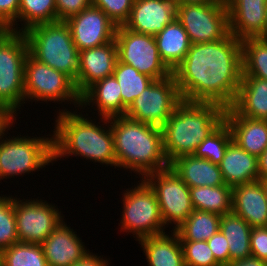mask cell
Segmentation results:
<instances>
[{
    "label": "cell",
    "mask_w": 267,
    "mask_h": 266,
    "mask_svg": "<svg viewBox=\"0 0 267 266\" xmlns=\"http://www.w3.org/2000/svg\"><path fill=\"white\" fill-rule=\"evenodd\" d=\"M172 74L182 100L231 107L242 79L241 40L229 33L219 41L191 44Z\"/></svg>",
    "instance_id": "6da1fadb"
},
{
    "label": "cell",
    "mask_w": 267,
    "mask_h": 266,
    "mask_svg": "<svg viewBox=\"0 0 267 266\" xmlns=\"http://www.w3.org/2000/svg\"><path fill=\"white\" fill-rule=\"evenodd\" d=\"M64 108L63 105L61 111H56L58 115L55 117V127L52 130L53 161L80 156L86 161L117 168L110 118L100 117L101 121L97 122L96 119L91 120L90 116L87 117V113L85 117L77 109L69 111Z\"/></svg>",
    "instance_id": "7a4b0ae2"
},
{
    "label": "cell",
    "mask_w": 267,
    "mask_h": 266,
    "mask_svg": "<svg viewBox=\"0 0 267 266\" xmlns=\"http://www.w3.org/2000/svg\"><path fill=\"white\" fill-rule=\"evenodd\" d=\"M117 167L138 174L139 178L165 170L169 162L163 148L161 127L126 116L110 118ZM129 169V170H128Z\"/></svg>",
    "instance_id": "3957f363"
},
{
    "label": "cell",
    "mask_w": 267,
    "mask_h": 266,
    "mask_svg": "<svg viewBox=\"0 0 267 266\" xmlns=\"http://www.w3.org/2000/svg\"><path fill=\"white\" fill-rule=\"evenodd\" d=\"M225 111L217 103L182 100L161 127L169 164L181 156L193 155L197 146L224 121Z\"/></svg>",
    "instance_id": "277c9868"
},
{
    "label": "cell",
    "mask_w": 267,
    "mask_h": 266,
    "mask_svg": "<svg viewBox=\"0 0 267 266\" xmlns=\"http://www.w3.org/2000/svg\"><path fill=\"white\" fill-rule=\"evenodd\" d=\"M23 33L29 54L34 59L76 80L80 71V54L65 21L38 24Z\"/></svg>",
    "instance_id": "5b68a950"
},
{
    "label": "cell",
    "mask_w": 267,
    "mask_h": 266,
    "mask_svg": "<svg viewBox=\"0 0 267 266\" xmlns=\"http://www.w3.org/2000/svg\"><path fill=\"white\" fill-rule=\"evenodd\" d=\"M0 139V181L40 171L53 161V134L45 136H9ZM6 135V136H5ZM8 136V137H7ZM11 136V137H10ZM5 137V138H4Z\"/></svg>",
    "instance_id": "8992f818"
},
{
    "label": "cell",
    "mask_w": 267,
    "mask_h": 266,
    "mask_svg": "<svg viewBox=\"0 0 267 266\" xmlns=\"http://www.w3.org/2000/svg\"><path fill=\"white\" fill-rule=\"evenodd\" d=\"M28 54L24 33L6 30L0 36V106L15 117L25 104L24 68Z\"/></svg>",
    "instance_id": "52a82bcc"
},
{
    "label": "cell",
    "mask_w": 267,
    "mask_h": 266,
    "mask_svg": "<svg viewBox=\"0 0 267 266\" xmlns=\"http://www.w3.org/2000/svg\"><path fill=\"white\" fill-rule=\"evenodd\" d=\"M131 188L123 190L122 218L118 224L120 231L127 235L132 233L137 242L142 238L164 233L166 227L153 189L143 178Z\"/></svg>",
    "instance_id": "ba28073f"
},
{
    "label": "cell",
    "mask_w": 267,
    "mask_h": 266,
    "mask_svg": "<svg viewBox=\"0 0 267 266\" xmlns=\"http://www.w3.org/2000/svg\"><path fill=\"white\" fill-rule=\"evenodd\" d=\"M25 102L50 101L62 104L70 102L80 109L81 94L77 91L74 80L67 74L27 55L24 68ZM66 101V102H65ZM60 102V103H59ZM76 105V106H75Z\"/></svg>",
    "instance_id": "9c48e42d"
},
{
    "label": "cell",
    "mask_w": 267,
    "mask_h": 266,
    "mask_svg": "<svg viewBox=\"0 0 267 266\" xmlns=\"http://www.w3.org/2000/svg\"><path fill=\"white\" fill-rule=\"evenodd\" d=\"M143 179L155 192L165 227L172 225L175 231L194 211L189 186L170 167Z\"/></svg>",
    "instance_id": "30bf717a"
},
{
    "label": "cell",
    "mask_w": 267,
    "mask_h": 266,
    "mask_svg": "<svg viewBox=\"0 0 267 266\" xmlns=\"http://www.w3.org/2000/svg\"><path fill=\"white\" fill-rule=\"evenodd\" d=\"M115 43L118 61L131 65L154 80L172 75L159 56L154 36L134 32L122 25L117 27Z\"/></svg>",
    "instance_id": "8fae6325"
},
{
    "label": "cell",
    "mask_w": 267,
    "mask_h": 266,
    "mask_svg": "<svg viewBox=\"0 0 267 266\" xmlns=\"http://www.w3.org/2000/svg\"><path fill=\"white\" fill-rule=\"evenodd\" d=\"M177 20L187 32L191 44L219 41L230 33L225 0L181 4Z\"/></svg>",
    "instance_id": "7c38bea8"
},
{
    "label": "cell",
    "mask_w": 267,
    "mask_h": 266,
    "mask_svg": "<svg viewBox=\"0 0 267 266\" xmlns=\"http://www.w3.org/2000/svg\"><path fill=\"white\" fill-rule=\"evenodd\" d=\"M182 101L174 75L155 80L134 100L125 116L162 127Z\"/></svg>",
    "instance_id": "4fadbf2b"
},
{
    "label": "cell",
    "mask_w": 267,
    "mask_h": 266,
    "mask_svg": "<svg viewBox=\"0 0 267 266\" xmlns=\"http://www.w3.org/2000/svg\"><path fill=\"white\" fill-rule=\"evenodd\" d=\"M14 214L20 243L42 244L64 220L61 210L42 199L14 198Z\"/></svg>",
    "instance_id": "5bb4252c"
},
{
    "label": "cell",
    "mask_w": 267,
    "mask_h": 266,
    "mask_svg": "<svg viewBox=\"0 0 267 266\" xmlns=\"http://www.w3.org/2000/svg\"><path fill=\"white\" fill-rule=\"evenodd\" d=\"M65 22L78 51L113 41L118 27L103 10L92 5Z\"/></svg>",
    "instance_id": "9a60e30c"
},
{
    "label": "cell",
    "mask_w": 267,
    "mask_h": 266,
    "mask_svg": "<svg viewBox=\"0 0 267 266\" xmlns=\"http://www.w3.org/2000/svg\"><path fill=\"white\" fill-rule=\"evenodd\" d=\"M179 0H134L124 26L137 33L155 36L178 18Z\"/></svg>",
    "instance_id": "2e32d148"
},
{
    "label": "cell",
    "mask_w": 267,
    "mask_h": 266,
    "mask_svg": "<svg viewBox=\"0 0 267 266\" xmlns=\"http://www.w3.org/2000/svg\"><path fill=\"white\" fill-rule=\"evenodd\" d=\"M76 233L63 220L44 240L41 246L48 266H70L89 253Z\"/></svg>",
    "instance_id": "e0dca14e"
},
{
    "label": "cell",
    "mask_w": 267,
    "mask_h": 266,
    "mask_svg": "<svg viewBox=\"0 0 267 266\" xmlns=\"http://www.w3.org/2000/svg\"><path fill=\"white\" fill-rule=\"evenodd\" d=\"M229 31L236 38L259 37L265 29L267 0H225Z\"/></svg>",
    "instance_id": "ac0fdd59"
},
{
    "label": "cell",
    "mask_w": 267,
    "mask_h": 266,
    "mask_svg": "<svg viewBox=\"0 0 267 266\" xmlns=\"http://www.w3.org/2000/svg\"><path fill=\"white\" fill-rule=\"evenodd\" d=\"M80 71L75 82L77 91L82 94L98 80L113 75L118 60L115 39L98 47L79 51Z\"/></svg>",
    "instance_id": "d6986e66"
},
{
    "label": "cell",
    "mask_w": 267,
    "mask_h": 266,
    "mask_svg": "<svg viewBox=\"0 0 267 266\" xmlns=\"http://www.w3.org/2000/svg\"><path fill=\"white\" fill-rule=\"evenodd\" d=\"M231 211L251 227H267V198L260 179L232 188Z\"/></svg>",
    "instance_id": "ffe728a7"
},
{
    "label": "cell",
    "mask_w": 267,
    "mask_h": 266,
    "mask_svg": "<svg viewBox=\"0 0 267 266\" xmlns=\"http://www.w3.org/2000/svg\"><path fill=\"white\" fill-rule=\"evenodd\" d=\"M224 120L243 150L259 157L267 148V120L240 116L232 107L226 108Z\"/></svg>",
    "instance_id": "44dd1931"
},
{
    "label": "cell",
    "mask_w": 267,
    "mask_h": 266,
    "mask_svg": "<svg viewBox=\"0 0 267 266\" xmlns=\"http://www.w3.org/2000/svg\"><path fill=\"white\" fill-rule=\"evenodd\" d=\"M88 106L98 112V118L122 116L121 89L114 75L96 81L81 94L80 109Z\"/></svg>",
    "instance_id": "7402d4cb"
},
{
    "label": "cell",
    "mask_w": 267,
    "mask_h": 266,
    "mask_svg": "<svg viewBox=\"0 0 267 266\" xmlns=\"http://www.w3.org/2000/svg\"><path fill=\"white\" fill-rule=\"evenodd\" d=\"M227 186L235 187L259 179L258 157L248 153L232 141L218 164Z\"/></svg>",
    "instance_id": "603a6c76"
},
{
    "label": "cell",
    "mask_w": 267,
    "mask_h": 266,
    "mask_svg": "<svg viewBox=\"0 0 267 266\" xmlns=\"http://www.w3.org/2000/svg\"><path fill=\"white\" fill-rule=\"evenodd\" d=\"M169 167L189 187L226 185L218 164L194 155L181 156Z\"/></svg>",
    "instance_id": "cb8c5ba5"
},
{
    "label": "cell",
    "mask_w": 267,
    "mask_h": 266,
    "mask_svg": "<svg viewBox=\"0 0 267 266\" xmlns=\"http://www.w3.org/2000/svg\"><path fill=\"white\" fill-rule=\"evenodd\" d=\"M170 232L138 240L148 266H185L179 235L176 231Z\"/></svg>",
    "instance_id": "d4e9b609"
},
{
    "label": "cell",
    "mask_w": 267,
    "mask_h": 266,
    "mask_svg": "<svg viewBox=\"0 0 267 266\" xmlns=\"http://www.w3.org/2000/svg\"><path fill=\"white\" fill-rule=\"evenodd\" d=\"M231 107L240 116L267 120V80L242 76L237 98Z\"/></svg>",
    "instance_id": "484cf974"
},
{
    "label": "cell",
    "mask_w": 267,
    "mask_h": 266,
    "mask_svg": "<svg viewBox=\"0 0 267 266\" xmlns=\"http://www.w3.org/2000/svg\"><path fill=\"white\" fill-rule=\"evenodd\" d=\"M161 60L173 72L183 61L191 42L182 24L174 19L154 36Z\"/></svg>",
    "instance_id": "4316f807"
},
{
    "label": "cell",
    "mask_w": 267,
    "mask_h": 266,
    "mask_svg": "<svg viewBox=\"0 0 267 266\" xmlns=\"http://www.w3.org/2000/svg\"><path fill=\"white\" fill-rule=\"evenodd\" d=\"M252 227L234 212H229L220 219V231L227 238L230 263L251 257Z\"/></svg>",
    "instance_id": "83f0119b"
},
{
    "label": "cell",
    "mask_w": 267,
    "mask_h": 266,
    "mask_svg": "<svg viewBox=\"0 0 267 266\" xmlns=\"http://www.w3.org/2000/svg\"><path fill=\"white\" fill-rule=\"evenodd\" d=\"M194 210H201L223 216L232 210V187L200 186L189 187Z\"/></svg>",
    "instance_id": "f1b7e54d"
},
{
    "label": "cell",
    "mask_w": 267,
    "mask_h": 266,
    "mask_svg": "<svg viewBox=\"0 0 267 266\" xmlns=\"http://www.w3.org/2000/svg\"><path fill=\"white\" fill-rule=\"evenodd\" d=\"M121 89L122 116H125L127 109L155 80L145 74L140 73L131 65L117 60L113 72Z\"/></svg>",
    "instance_id": "f546056e"
},
{
    "label": "cell",
    "mask_w": 267,
    "mask_h": 266,
    "mask_svg": "<svg viewBox=\"0 0 267 266\" xmlns=\"http://www.w3.org/2000/svg\"><path fill=\"white\" fill-rule=\"evenodd\" d=\"M220 219L219 214L194 210L175 231L180 241H207L220 229Z\"/></svg>",
    "instance_id": "4dcf8cb0"
},
{
    "label": "cell",
    "mask_w": 267,
    "mask_h": 266,
    "mask_svg": "<svg viewBox=\"0 0 267 266\" xmlns=\"http://www.w3.org/2000/svg\"><path fill=\"white\" fill-rule=\"evenodd\" d=\"M242 76L267 80V40L248 37L241 40Z\"/></svg>",
    "instance_id": "1f68e13d"
},
{
    "label": "cell",
    "mask_w": 267,
    "mask_h": 266,
    "mask_svg": "<svg viewBox=\"0 0 267 266\" xmlns=\"http://www.w3.org/2000/svg\"><path fill=\"white\" fill-rule=\"evenodd\" d=\"M56 21L55 0H20L18 32L23 33L32 26Z\"/></svg>",
    "instance_id": "d6a6232c"
},
{
    "label": "cell",
    "mask_w": 267,
    "mask_h": 266,
    "mask_svg": "<svg viewBox=\"0 0 267 266\" xmlns=\"http://www.w3.org/2000/svg\"><path fill=\"white\" fill-rule=\"evenodd\" d=\"M1 266H48L41 244L16 243L1 251Z\"/></svg>",
    "instance_id": "836d02e7"
},
{
    "label": "cell",
    "mask_w": 267,
    "mask_h": 266,
    "mask_svg": "<svg viewBox=\"0 0 267 266\" xmlns=\"http://www.w3.org/2000/svg\"><path fill=\"white\" fill-rule=\"evenodd\" d=\"M232 141L231 130L224 120L199 146H197L193 155L219 164L224 157L228 145Z\"/></svg>",
    "instance_id": "e575fe53"
},
{
    "label": "cell",
    "mask_w": 267,
    "mask_h": 266,
    "mask_svg": "<svg viewBox=\"0 0 267 266\" xmlns=\"http://www.w3.org/2000/svg\"><path fill=\"white\" fill-rule=\"evenodd\" d=\"M8 196V197H7ZM19 242L14 214V196L0 195V251Z\"/></svg>",
    "instance_id": "d590c367"
},
{
    "label": "cell",
    "mask_w": 267,
    "mask_h": 266,
    "mask_svg": "<svg viewBox=\"0 0 267 266\" xmlns=\"http://www.w3.org/2000/svg\"><path fill=\"white\" fill-rule=\"evenodd\" d=\"M185 266H221L207 241H180Z\"/></svg>",
    "instance_id": "8d00e7d4"
},
{
    "label": "cell",
    "mask_w": 267,
    "mask_h": 266,
    "mask_svg": "<svg viewBox=\"0 0 267 266\" xmlns=\"http://www.w3.org/2000/svg\"><path fill=\"white\" fill-rule=\"evenodd\" d=\"M134 0H91V5L103 10L116 24L124 25L131 13Z\"/></svg>",
    "instance_id": "74e56055"
},
{
    "label": "cell",
    "mask_w": 267,
    "mask_h": 266,
    "mask_svg": "<svg viewBox=\"0 0 267 266\" xmlns=\"http://www.w3.org/2000/svg\"><path fill=\"white\" fill-rule=\"evenodd\" d=\"M20 0H0V23L6 30L18 32Z\"/></svg>",
    "instance_id": "f35d334b"
},
{
    "label": "cell",
    "mask_w": 267,
    "mask_h": 266,
    "mask_svg": "<svg viewBox=\"0 0 267 266\" xmlns=\"http://www.w3.org/2000/svg\"><path fill=\"white\" fill-rule=\"evenodd\" d=\"M57 21H66L91 6V0H55Z\"/></svg>",
    "instance_id": "ab89813d"
},
{
    "label": "cell",
    "mask_w": 267,
    "mask_h": 266,
    "mask_svg": "<svg viewBox=\"0 0 267 266\" xmlns=\"http://www.w3.org/2000/svg\"><path fill=\"white\" fill-rule=\"evenodd\" d=\"M215 260L221 265L226 266L230 263L229 245L227 238L218 230L210 239L207 240Z\"/></svg>",
    "instance_id": "60d3db41"
},
{
    "label": "cell",
    "mask_w": 267,
    "mask_h": 266,
    "mask_svg": "<svg viewBox=\"0 0 267 266\" xmlns=\"http://www.w3.org/2000/svg\"><path fill=\"white\" fill-rule=\"evenodd\" d=\"M250 245L251 257L265 261L267 258V227H252Z\"/></svg>",
    "instance_id": "b9f144b4"
},
{
    "label": "cell",
    "mask_w": 267,
    "mask_h": 266,
    "mask_svg": "<svg viewBox=\"0 0 267 266\" xmlns=\"http://www.w3.org/2000/svg\"><path fill=\"white\" fill-rule=\"evenodd\" d=\"M109 260L107 258L104 259L102 256H98V254H94L89 251L82 259L77 261L76 263L70 266H108L110 265Z\"/></svg>",
    "instance_id": "7bdbcfd3"
},
{
    "label": "cell",
    "mask_w": 267,
    "mask_h": 266,
    "mask_svg": "<svg viewBox=\"0 0 267 266\" xmlns=\"http://www.w3.org/2000/svg\"><path fill=\"white\" fill-rule=\"evenodd\" d=\"M15 120H17V117H15L10 111H8L6 108L0 106V139L1 137L12 129L13 123L15 124Z\"/></svg>",
    "instance_id": "ee69618b"
},
{
    "label": "cell",
    "mask_w": 267,
    "mask_h": 266,
    "mask_svg": "<svg viewBox=\"0 0 267 266\" xmlns=\"http://www.w3.org/2000/svg\"><path fill=\"white\" fill-rule=\"evenodd\" d=\"M226 266H266L265 261L254 257L233 261Z\"/></svg>",
    "instance_id": "f6af8a7d"
},
{
    "label": "cell",
    "mask_w": 267,
    "mask_h": 266,
    "mask_svg": "<svg viewBox=\"0 0 267 266\" xmlns=\"http://www.w3.org/2000/svg\"><path fill=\"white\" fill-rule=\"evenodd\" d=\"M258 171L260 180L267 179V148L258 157Z\"/></svg>",
    "instance_id": "bcb514c9"
},
{
    "label": "cell",
    "mask_w": 267,
    "mask_h": 266,
    "mask_svg": "<svg viewBox=\"0 0 267 266\" xmlns=\"http://www.w3.org/2000/svg\"><path fill=\"white\" fill-rule=\"evenodd\" d=\"M180 4H191V3H215L223 2L224 0H179Z\"/></svg>",
    "instance_id": "7dc6e473"
},
{
    "label": "cell",
    "mask_w": 267,
    "mask_h": 266,
    "mask_svg": "<svg viewBox=\"0 0 267 266\" xmlns=\"http://www.w3.org/2000/svg\"><path fill=\"white\" fill-rule=\"evenodd\" d=\"M259 37L267 40V12H266L265 29H264V32Z\"/></svg>",
    "instance_id": "c3c4849f"
},
{
    "label": "cell",
    "mask_w": 267,
    "mask_h": 266,
    "mask_svg": "<svg viewBox=\"0 0 267 266\" xmlns=\"http://www.w3.org/2000/svg\"><path fill=\"white\" fill-rule=\"evenodd\" d=\"M261 182H262V185L264 187V190H265V193H266V198H267V179L261 180Z\"/></svg>",
    "instance_id": "681fc988"
},
{
    "label": "cell",
    "mask_w": 267,
    "mask_h": 266,
    "mask_svg": "<svg viewBox=\"0 0 267 266\" xmlns=\"http://www.w3.org/2000/svg\"><path fill=\"white\" fill-rule=\"evenodd\" d=\"M6 31L4 26L0 23V36Z\"/></svg>",
    "instance_id": "f907efd6"
}]
</instances>
